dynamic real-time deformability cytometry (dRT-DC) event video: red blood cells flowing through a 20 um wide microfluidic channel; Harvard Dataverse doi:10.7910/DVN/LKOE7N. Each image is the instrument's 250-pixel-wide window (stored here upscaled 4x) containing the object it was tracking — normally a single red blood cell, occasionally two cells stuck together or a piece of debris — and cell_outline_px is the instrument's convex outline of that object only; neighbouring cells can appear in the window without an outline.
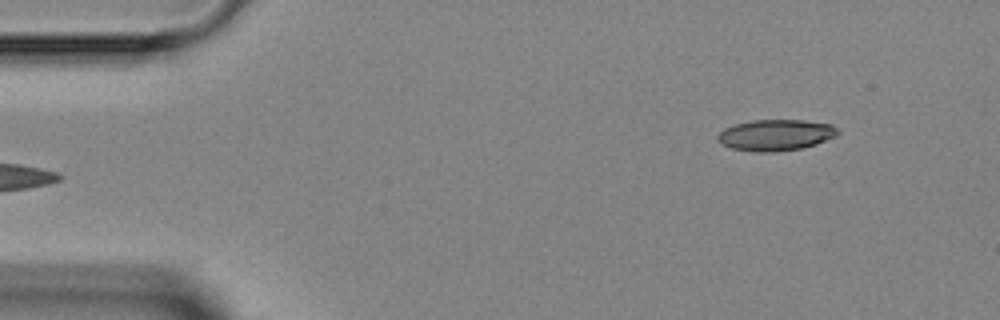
{"species": "Egyptian fruit bat (a non-hibernating species)", "species_latin": "Rousettus aegyptiacus", "temperature_condition": "room temperature", "stored_images_in_passage": 4, "segment_of_instrument_passage": [2, 2], "camera_frame_rate_fps": 3000, "um_per_image_px": 0.085, "animal": {"sex": "female"}, "frame": {"image": 1, "passage_image": 4, "time_ms": 4.333, "image_size_px": [1000, 320], "cell_outline_px": [[840, 132], [836, 136], [816, 144], [800, 148], [776, 152], [756, 152], [732, 148], [720, 144], [716, 140], [716, 136], [724, 128], [736, 124], [752, 120], [804, 120], [832, 124]], "centroid_in_image_um": [65.91, 11.48], "position_along_channel_um": 19.1, "area_um2": 21.91}}